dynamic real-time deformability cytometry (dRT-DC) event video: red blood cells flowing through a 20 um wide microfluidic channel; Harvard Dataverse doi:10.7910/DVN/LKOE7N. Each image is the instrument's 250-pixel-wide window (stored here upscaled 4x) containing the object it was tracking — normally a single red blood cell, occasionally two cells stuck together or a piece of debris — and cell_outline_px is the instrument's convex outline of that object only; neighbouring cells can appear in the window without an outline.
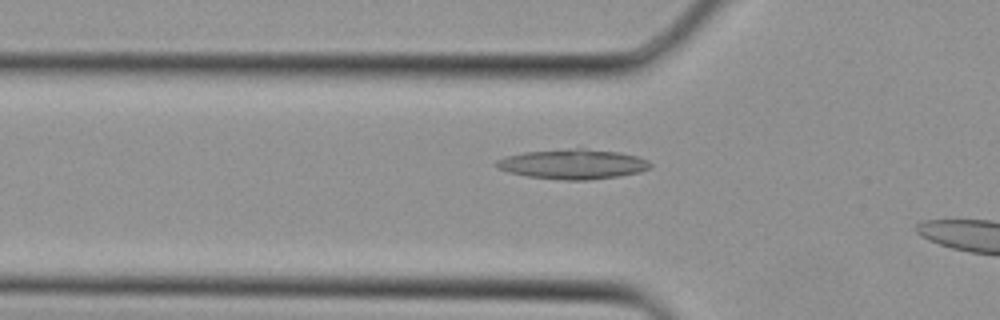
{"species": "Egyptian fruit bat (a non-hibernating species)", "species_latin": "Rousettus aegyptiacus", "temperature_condition": "cold", "stored_images_in_passage": 4, "camera_frame_rate_fps": 3000, "um_per_image_px": 0.085, "animal": {"sex": "female"}, "frame": {"image": 1, "passage_image": 3, "time_ms": 0.667, "image_size_px": [1000, 320], "cell_outline_px": [[652, 168], [640, 172], [620, 176], [588, 180], [564, 180], [528, 176], [508, 172], [500, 168], [496, 164], [496, 160], [508, 156], [524, 152], [576, 148], [584, 148], [620, 152], [636, 156], [648, 160], [652, 164]], "centroid_in_image_um": [48.77, 13.95], "position_along_channel_um": 77.0, "area_um2": 26.7}}